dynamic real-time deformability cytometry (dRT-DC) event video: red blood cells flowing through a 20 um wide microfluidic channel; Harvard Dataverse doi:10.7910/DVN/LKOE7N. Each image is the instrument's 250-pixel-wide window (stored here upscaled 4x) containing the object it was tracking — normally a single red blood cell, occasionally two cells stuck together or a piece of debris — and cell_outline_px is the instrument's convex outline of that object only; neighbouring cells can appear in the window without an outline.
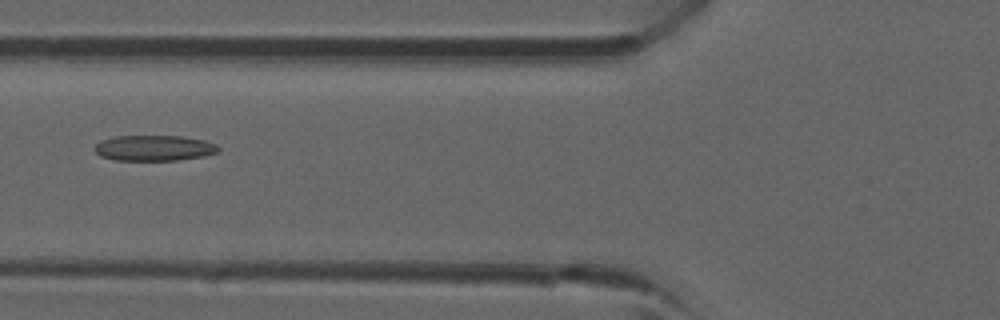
{"species": "common noctule bat (a hibernating species)", "species_latin": "Nyctalus noctula", "temperature_condition": "room temperature", "stored_images_in_passage": 3, "camera_frame_rate_fps": 3000, "um_per_image_px": 0.085, "animal": {"sex": "male", "forearm_length_mm": 52.5}, "frame": {"image": 1, "passage_image": 3, "time_ms": 2.0, "image_size_px": [1000, 320], "cell_outline_px": [[220, 148], [216, 152], [204, 156], [176, 160], [116, 160], [100, 156], [96, 152], [96, 144], [100, 140], [112, 136], [180, 136], [204, 140], [216, 144]], "centroid_in_image_um": [13.08, 12.57], "position_along_channel_um": 112.7, "area_um2": 18.38}}